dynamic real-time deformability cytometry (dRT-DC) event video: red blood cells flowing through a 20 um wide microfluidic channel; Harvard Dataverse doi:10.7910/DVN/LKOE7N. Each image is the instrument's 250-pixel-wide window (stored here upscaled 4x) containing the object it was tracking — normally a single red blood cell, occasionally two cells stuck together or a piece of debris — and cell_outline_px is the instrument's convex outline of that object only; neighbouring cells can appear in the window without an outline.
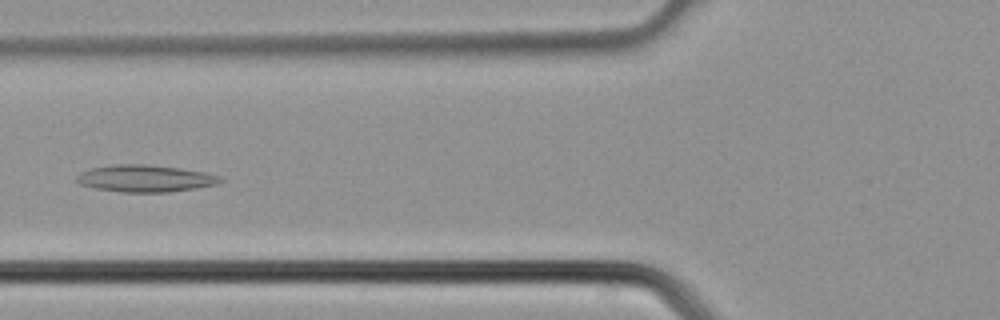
{"species": "common noctule bat (a hibernating species)", "species_latin": "Nyctalus noctula", "temperature_condition": "cold", "stored_images_in_passage": 38, "camera_frame_rate_fps": 3000, "um_per_image_px": 0.085, "animal": {"sex": "male", "body_mass_g": 21.5, "forearm_length_mm": 52.0}, "frame": {"image": 1, "passage_image": 15, "time_ms": 4.667, "image_size_px": [1000, 320], "cell_outline_px": [[224, 180], [220, 184], [196, 188], [168, 192], [124, 192], [96, 188], [80, 184], [76, 180], [76, 176], [80, 172], [92, 168], [112, 164], [144, 164], [180, 168], [204, 172], [220, 176]], "centroid_in_image_um": [12.37, 15.16], "position_along_channel_um": 113.4, "area_um2": 22.6}}
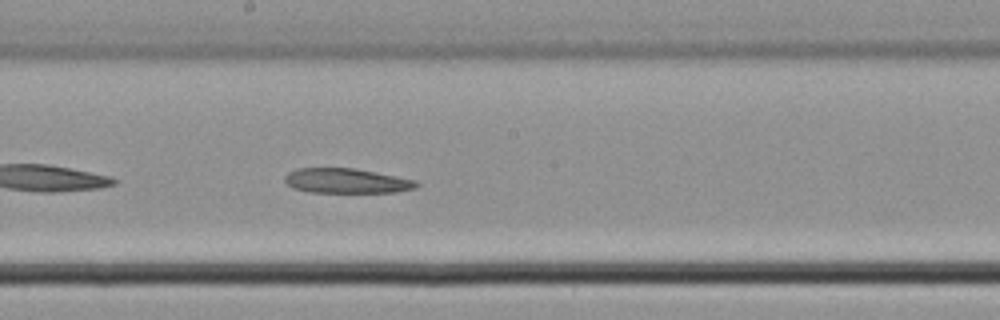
{"frame": {"image": 2, "passage_image": 21, "time_ms": 6.667, "image_size_px": [1000, 320], "cell_outline_px": [[420, 184], [416, 188], [396, 192], [308, 192], [292, 188], [284, 180], [284, 176], [288, 172], [296, 168], [352, 168], [416, 180]], "centroid_in_image_um": [29.42, 15.37], "position_along_channel_um": 218.8, "area_um2": 18.96}}
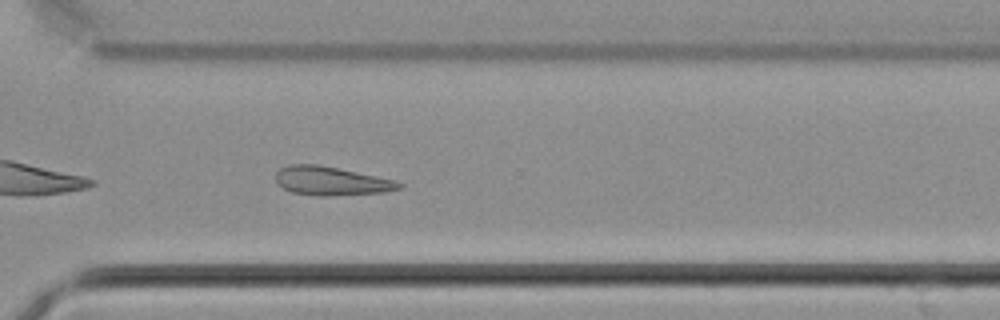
{"frame": {"image": 3, "passage_image": 28, "time_ms": 9.0, "image_size_px": [1000, 320], "cell_outline_px": [[404, 184], [400, 188], [384, 192], [328, 196], [320, 196], [292, 192], [284, 188], [276, 180], [276, 172], [280, 168], [288, 164], [316, 164], [396, 180]], "centroid_in_image_um": [28.15, 15.38], "position_along_channel_um": 342.5, "area_um2": 20.4}}